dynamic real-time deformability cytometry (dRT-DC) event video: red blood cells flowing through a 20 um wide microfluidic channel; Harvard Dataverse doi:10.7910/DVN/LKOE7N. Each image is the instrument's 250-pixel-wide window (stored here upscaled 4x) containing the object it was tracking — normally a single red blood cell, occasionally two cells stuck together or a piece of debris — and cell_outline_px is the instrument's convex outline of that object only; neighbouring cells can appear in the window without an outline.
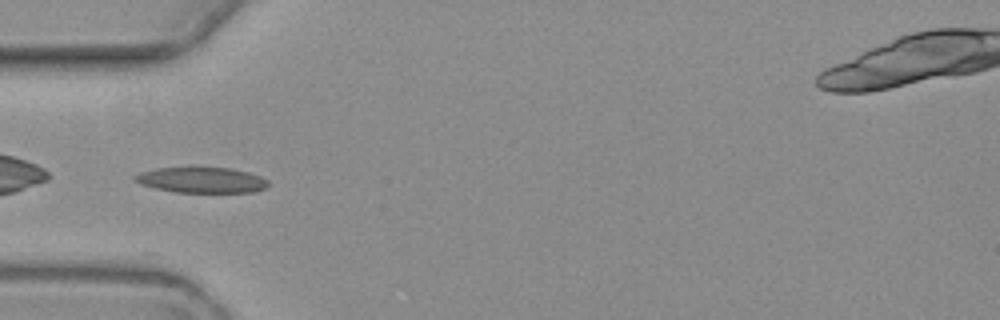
{"species": "common noctule bat (a hibernating species)", "species_latin": "Nyctalus noctula", "temperature_condition": "warm", "stored_images_in_passage": 9, "camera_frame_rate_fps": 3000, "um_per_image_px": 0.085, "animal": {"sex": "female", "body_mass_g": 19.3, "forearm_length_mm": 54.1}, "frame": {"image": 1, "passage_image": 5, "time_ms": 5.0, "image_size_px": [1000, 320], "cell_outline_px": [[268, 188], [256, 192], [176, 192], [156, 188], [140, 184], [132, 176], [140, 172], [156, 168], [192, 164], [196, 164], [232, 168], [248, 172], [260, 176], [268, 180]], "centroid_in_image_um": [17.14, 15.24], "position_along_channel_um": 67.9, "area_um2": 20.98}}
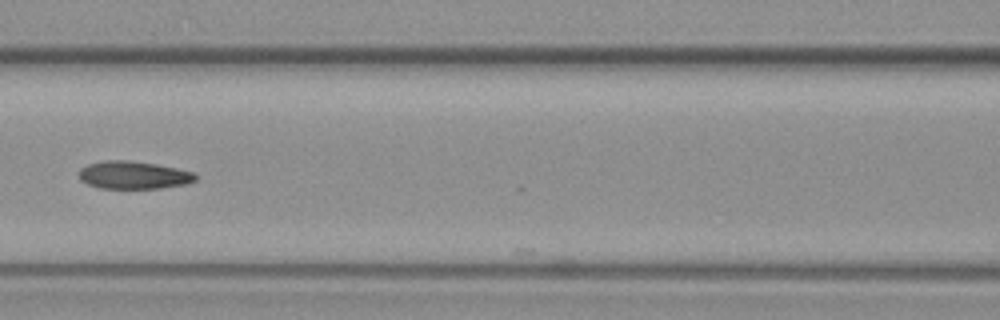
{"frame": {"image": 2, "passage_image": 7, "time_ms": 7.333, "image_size_px": [1000, 320], "cell_outline_px": [[196, 180], [188, 184], [160, 188], [100, 188], [88, 184], [80, 180], [80, 168], [88, 164], [104, 160], [128, 160], [156, 164], [196, 172]], "centroid_in_image_um": [11.38, 14.88], "position_along_channel_um": 155.2, "area_um2": 18.9}}
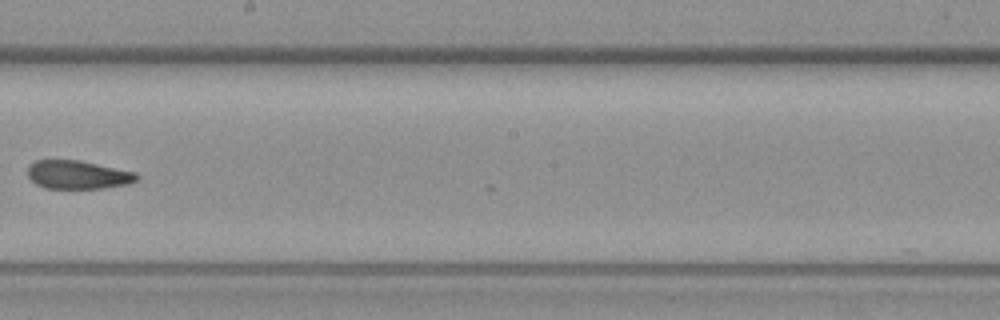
{"frame": {"image": 3, "passage_image": 9, "time_ms": 9.667, "image_size_px": [1000, 320], "cell_outline_px": [[140, 176], [136, 180], [128, 184], [104, 188], [44, 188], [36, 184], [28, 176], [28, 164], [36, 160], [80, 160], [136, 172]], "centroid_in_image_um": [6.62, 14.85], "position_along_channel_um": 241.6, "area_um2": 18.15}}